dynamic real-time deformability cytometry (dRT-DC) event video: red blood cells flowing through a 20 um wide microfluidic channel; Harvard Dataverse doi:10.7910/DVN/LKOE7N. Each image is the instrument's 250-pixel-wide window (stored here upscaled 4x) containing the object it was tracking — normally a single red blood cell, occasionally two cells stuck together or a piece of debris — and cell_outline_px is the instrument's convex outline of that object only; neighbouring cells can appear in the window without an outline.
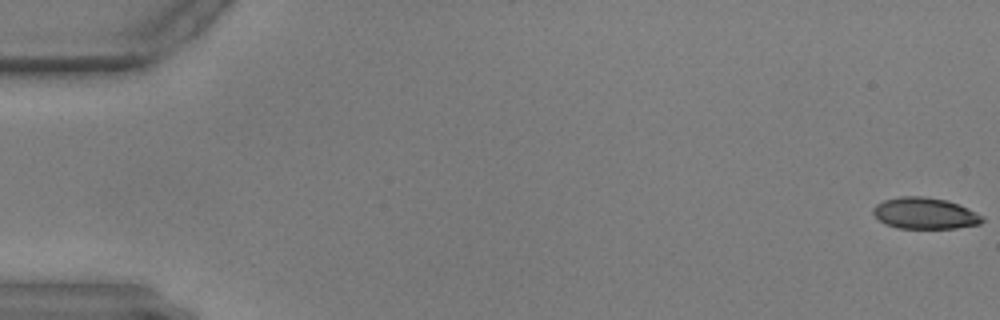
{"species": "common noctule bat (a hibernating species)", "species_latin": "Nyctalus noctula", "temperature_condition": "warm", "stored_images_in_passage": 6, "camera_frame_rate_fps": 3000, "um_per_image_px": 0.085, "animal": {"sex": "male", "body_mass_g": 17.9, "forearm_length_mm": 54.2}, "frame": {"image": 1, "passage_image": 1, "time_ms": 0.0, "image_size_px": [1000, 320], "cell_outline_px": [[984, 220], [980, 224], [956, 228], [900, 228], [888, 224], [880, 220], [872, 212], [872, 208], [876, 204], [884, 200], [900, 196], [924, 196], [948, 200], [968, 208], [984, 216]], "centroid_in_image_um": [78.64, 18.12], "position_along_channel_um": 6.4, "area_um2": 19.94}}